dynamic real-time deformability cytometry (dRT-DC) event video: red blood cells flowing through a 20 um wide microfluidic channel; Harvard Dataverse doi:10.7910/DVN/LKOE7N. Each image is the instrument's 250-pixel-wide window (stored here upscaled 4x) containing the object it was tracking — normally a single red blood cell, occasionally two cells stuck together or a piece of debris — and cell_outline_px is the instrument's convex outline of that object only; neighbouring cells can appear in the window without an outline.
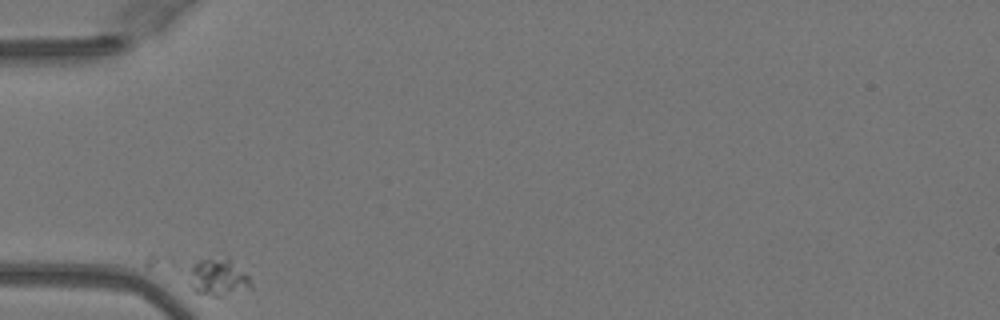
{"species": "Egyptian fruit bat (a non-hibernating species)", "species_latin": "Rousettus aegyptiacus", "temperature_condition": "warm", "stored_images_in_passage": 33, "camera_frame_rate_fps": 3000, "um_per_image_px": 0.085, "animal": {"sex": "female"}, "frame": {"image": 1, "passage_image": 1, "time_ms": 0.0, "image_size_px": [1000, 320], "cell_outline_px": [[252, 288], [224, 296], [212, 296], [196, 292], [188, 284], [188, 280], [192, 264], [200, 260], [228, 256], [252, 280]], "centroid_in_image_um": [18.55, 23.57], "position_along_channel_um": 66.4, "area_um2": 13.7}}
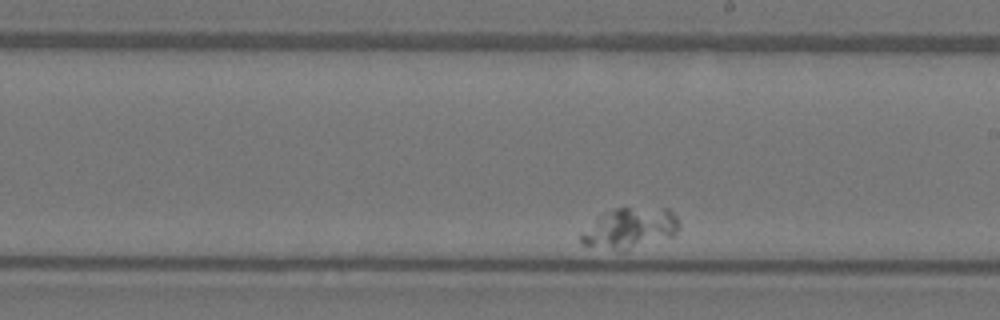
{"frame": {"image": 2, "passage_image": 19, "time_ms": 6.0, "image_size_px": [1000, 320], "cell_outline_px": [[680, 228], [672, 236], [624, 252], [620, 252], [580, 244], [580, 232], [604, 212], [616, 208], [668, 208], [676, 216], [680, 224]], "centroid_in_image_um": [53.52, 19.42], "position_along_channel_um": 235.5, "area_um2": 23.52}}
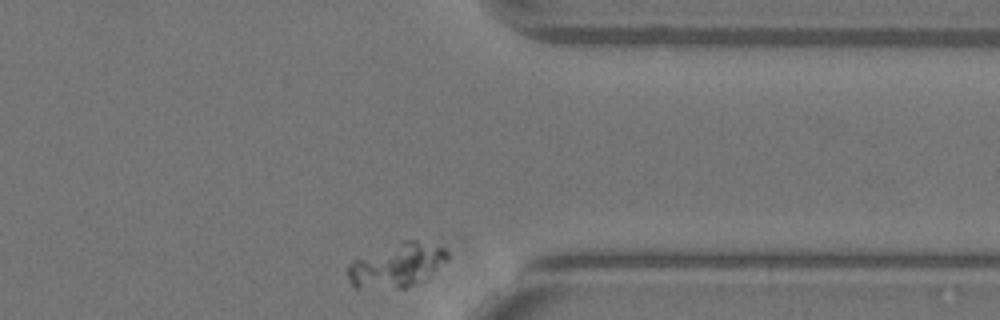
{"frame": {"image": 3, "passage_image": 33, "time_ms": 10.667, "image_size_px": [1000, 320], "cell_outline_px": [[448, 260], [428, 280], [420, 284], [404, 288], [356, 288], [348, 280], [348, 264], [352, 260], [404, 240], [416, 240], [444, 248], [448, 252]], "centroid_in_image_um": [33.78, 22.58], "position_along_channel_um": 377.6, "area_um2": 25.78}}